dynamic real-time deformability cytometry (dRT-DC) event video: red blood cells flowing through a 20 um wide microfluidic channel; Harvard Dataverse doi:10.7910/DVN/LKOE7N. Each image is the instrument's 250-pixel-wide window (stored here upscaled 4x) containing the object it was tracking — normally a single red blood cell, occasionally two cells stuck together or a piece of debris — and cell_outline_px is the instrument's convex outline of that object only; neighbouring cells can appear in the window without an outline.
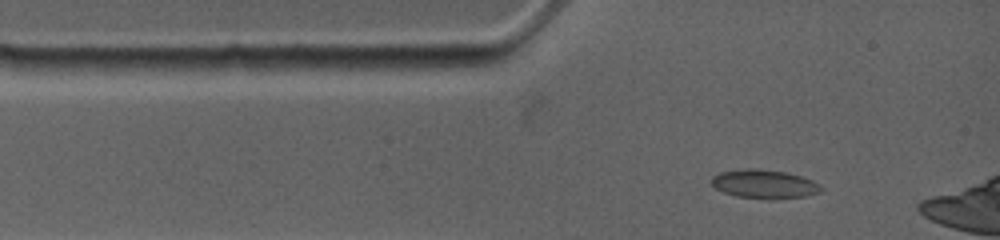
{"species": "common noctule bat (a hibernating species)", "species_latin": "Nyctalus noctula", "temperature_condition": "warm", "stored_images_in_passage": 4, "camera_frame_rate_fps": 4500, "um_per_image_px": 0.085, "animal": {"sex": "female", "body_mass_g": 19.0, "forearm_length_mm": 53.3}, "frame": {"image": 1, "passage_image": 1, "time_ms": 0.0, "image_size_px": [1000, 240], "cell_outline_px": [[820, 192], [804, 196], [736, 196], [724, 192], [716, 188], [712, 184], [712, 176], [720, 172], [744, 168], [760, 168], [788, 172], [812, 180], [820, 184]], "centroid_in_image_um": [64.92, 15.57], "position_along_channel_um": 20.1, "area_um2": 17.51}}